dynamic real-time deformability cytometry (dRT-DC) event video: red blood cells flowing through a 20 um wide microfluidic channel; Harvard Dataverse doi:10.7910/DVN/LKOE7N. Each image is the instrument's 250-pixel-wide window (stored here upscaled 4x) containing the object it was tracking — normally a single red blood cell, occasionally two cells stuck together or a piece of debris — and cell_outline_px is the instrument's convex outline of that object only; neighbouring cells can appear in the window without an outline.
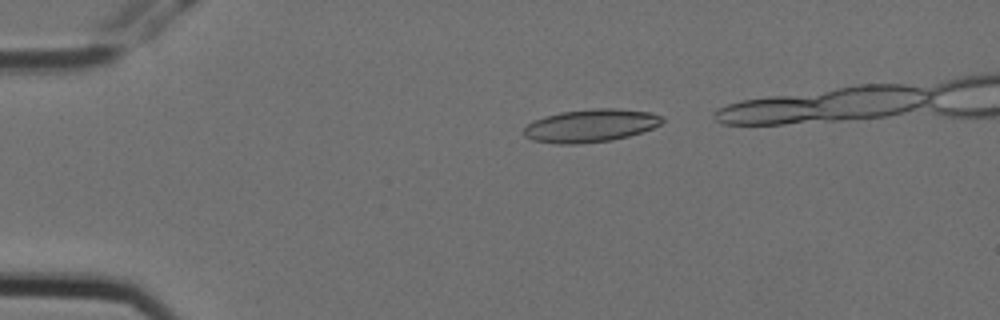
{"species": "Egyptian fruit bat (a non-hibernating species)", "species_latin": "Rousettus aegyptiacus", "temperature_condition": "cold", "stored_images_in_passage": 4, "camera_frame_rate_fps": 3000, "um_per_image_px": 0.085, "animal": {"sex": "female"}, "frame": {"image": 1, "passage_image": 2, "time_ms": 0.333, "image_size_px": [1000, 320], "cell_outline_px": [[664, 120], [660, 124], [652, 128], [628, 136], [612, 140], [576, 144], [556, 144], [532, 140], [524, 136], [520, 132], [532, 120], [544, 116], [560, 112], [596, 108], [616, 108], [648, 112], [660, 116]], "centroid_in_image_um": [50.12, 10.68], "position_along_channel_um": 34.9, "area_um2": 26.59}}